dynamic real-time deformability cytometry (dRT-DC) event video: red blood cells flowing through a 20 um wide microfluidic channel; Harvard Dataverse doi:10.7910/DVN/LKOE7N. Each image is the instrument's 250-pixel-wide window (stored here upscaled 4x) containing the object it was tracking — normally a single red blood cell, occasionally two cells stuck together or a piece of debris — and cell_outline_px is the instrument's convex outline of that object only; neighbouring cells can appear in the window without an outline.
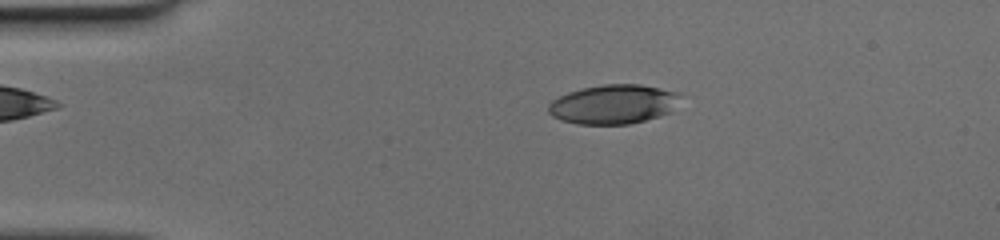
{"species": "human", "species_latin": "Homo sapiens", "temperature_condition": "cold", "stored_images_in_passage": 49, "camera_frame_rate_fps": 3000, "um_per_image_px": 0.085, "donor": {"sex": "female"}, "frame": {"image": 1, "passage_image": 11, "time_ms": 3.333, "image_size_px": [1000, 240], "cell_outline_px": [[684, 96], [672, 112], [644, 120], [628, 124], [576, 124], [560, 120], [552, 116], [548, 112], [548, 104], [552, 100], [568, 92], [584, 88], [604, 84], [640, 84], [680, 92]], "centroid_in_image_um": [52.19, 8.86], "position_along_channel_um": 32.8, "area_um2": 30.52}}
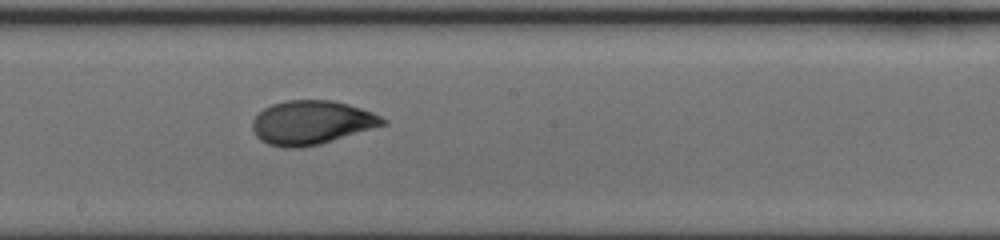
{"frame": {"image": 2, "passage_image": 29, "time_ms": 9.333, "image_size_px": [1000, 240], "cell_outline_px": [[388, 124], [320, 144], [300, 148], [284, 148], [268, 144], [260, 140], [252, 132], [252, 120], [264, 108], [272, 104], [284, 100], [332, 100], [348, 104], [372, 112], [388, 120]], "centroid_in_image_um": [26.47, 10.42], "position_along_channel_um": 221.7, "area_um2": 33.52}}
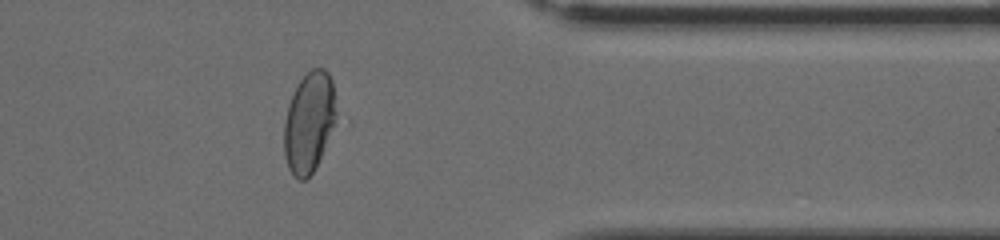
{"frame": {"image": 3, "passage_image": 42, "time_ms": 13.667, "image_size_px": [1000, 240], "cell_outline_px": [[336, 112], [332, 124], [320, 156], [312, 172], [304, 180], [300, 180], [288, 168], [284, 156], [284, 124], [288, 104], [300, 80], [312, 68], [324, 68], [328, 72], [332, 80]], "centroid_in_image_um": [26.23, 10.35], "position_along_channel_um": 385.2, "area_um2": 29.59}}